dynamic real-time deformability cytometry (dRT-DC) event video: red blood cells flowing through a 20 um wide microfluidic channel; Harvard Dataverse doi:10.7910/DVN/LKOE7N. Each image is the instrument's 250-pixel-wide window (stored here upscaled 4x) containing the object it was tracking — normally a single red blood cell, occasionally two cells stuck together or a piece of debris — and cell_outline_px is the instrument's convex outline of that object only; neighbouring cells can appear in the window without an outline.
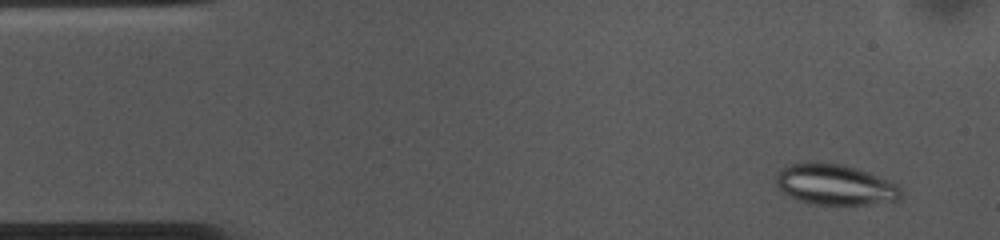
{"species": "common noctule bat (a hibernating species)", "species_latin": "Nyctalus noctula", "temperature_condition": "cold", "stored_images_in_passage": 54, "camera_frame_rate_fps": 3000, "um_per_image_px": 0.085, "animal": {"sex": "female", "body_mass_g": 10.0, "forearm_length_mm": 53.1}, "frame": {"image": 1, "passage_image": 4, "time_ms": 1.0, "image_size_px": [1000, 240], "cell_outline_px": [[900, 200], [868, 204], [812, 204], [796, 200], [788, 196], [776, 184], [776, 176], [780, 168], [792, 164], [816, 160], [840, 164], [856, 168], [888, 180], [896, 184], [900, 188]], "centroid_in_image_um": [70.93, 15.68], "position_along_channel_um": 14.1, "area_um2": 29.65}}
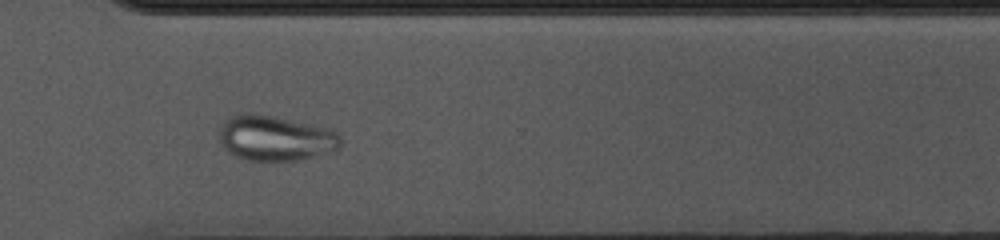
{"frame": {"image": 2, "passage_image": 39, "time_ms": 12.667, "image_size_px": [1000, 240], "cell_outline_px": [[340, 148], [312, 156], [296, 160], [248, 160], [236, 156], [228, 152], [224, 148], [220, 140], [220, 128], [232, 116], [244, 112], [248, 112], [272, 116], [312, 124], [336, 132], [340, 136]], "centroid_in_image_um": [23.38, 11.73], "position_along_channel_um": 347.2, "area_um2": 31.39}}
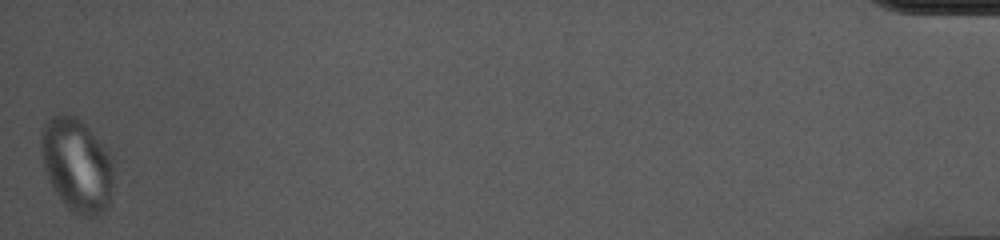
{"frame": {"image": 3, "passage_image": 54, "time_ms": 17.667, "image_size_px": [1000, 240], "cell_outline_px": [[112, 184], [108, 204], [100, 212], [92, 216], [80, 216], [72, 212], [64, 204], [56, 192], [44, 168], [40, 140], [44, 124], [52, 116], [60, 112], [68, 112], [76, 116], [108, 148], [112, 156]], "centroid_in_image_um": [6.53, 13.97], "position_along_channel_um": 428.7, "area_um2": 39.3}}